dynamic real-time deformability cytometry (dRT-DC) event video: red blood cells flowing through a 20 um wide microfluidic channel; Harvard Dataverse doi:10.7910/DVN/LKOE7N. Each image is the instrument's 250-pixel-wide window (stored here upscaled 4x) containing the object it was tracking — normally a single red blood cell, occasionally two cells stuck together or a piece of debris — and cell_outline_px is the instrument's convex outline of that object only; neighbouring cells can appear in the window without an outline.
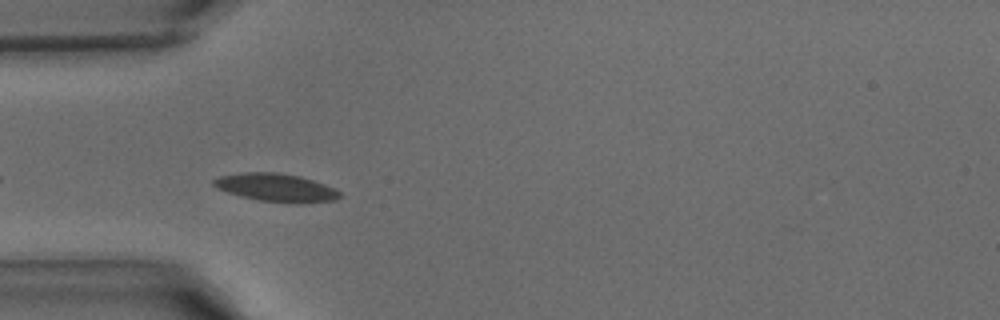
{"species": "common noctule bat (a hibernating species)", "species_latin": "Nyctalus noctula", "temperature_condition": "warm", "stored_images_in_passage": 4, "camera_frame_rate_fps": 3000, "um_per_image_px": 0.085, "animal": {"sex": "male", "body_mass_g": 15.6}, "frame": {"image": 1, "passage_image": 2, "time_ms": 0.333, "image_size_px": [1000, 320], "cell_outline_px": [[340, 196], [336, 200], [304, 204], [292, 204], [260, 200], [240, 196], [216, 188], [212, 184], [212, 180], [220, 176], [244, 172], [276, 172], [300, 176], [336, 188], [340, 192]], "centroid_in_image_um": [23.49, 15.96], "position_along_channel_um": 61.5, "area_um2": 20.87}}